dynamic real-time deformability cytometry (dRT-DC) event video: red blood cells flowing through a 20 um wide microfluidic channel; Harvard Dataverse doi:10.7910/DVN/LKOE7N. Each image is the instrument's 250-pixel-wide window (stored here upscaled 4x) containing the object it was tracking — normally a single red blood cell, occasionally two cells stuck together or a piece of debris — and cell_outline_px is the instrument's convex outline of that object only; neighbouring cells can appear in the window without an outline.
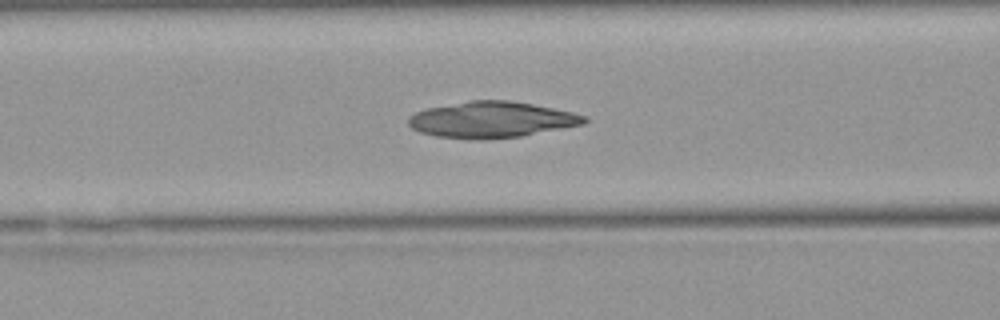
{"species": "Egyptian fruit bat (a non-hibernating species)", "species_latin": "Rousettus aegyptiacus", "temperature_condition": "warm", "stored_images_in_passage": 36, "camera_frame_rate_fps": 3000, "um_per_image_px": 0.085, "animal": {"sex": "female"}, "frame": {"image": 1, "passage_image": 6, "time_ms": 1.667, "image_size_px": [1000, 320], "cell_outline_px": [[588, 120], [584, 124], [520, 136], [484, 140], [468, 140], [436, 136], [420, 132], [412, 128], [408, 124], [408, 116], [416, 112], [428, 108], [468, 100], [508, 100], [532, 104], [572, 112], [588, 116]], "centroid_in_image_um": [41.76, 10.18], "position_along_channel_um": 124.8, "area_um2": 37.11}}
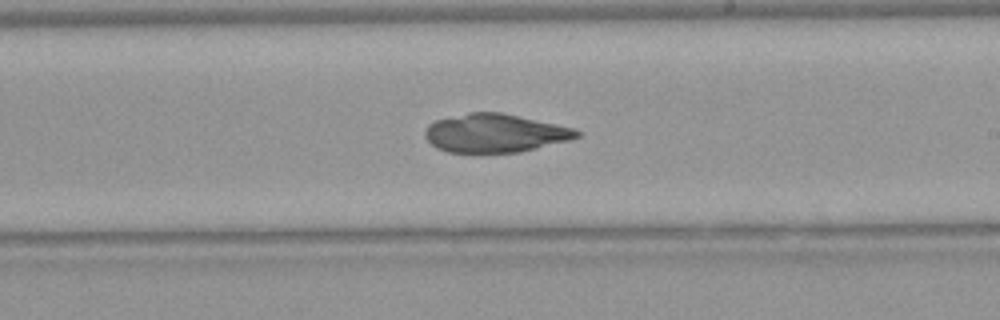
{"frame": {"image": 2, "passage_image": 15, "time_ms": 4.667, "image_size_px": [1000, 320], "cell_outline_px": [[580, 136], [568, 140], [520, 152], [480, 156], [448, 152], [436, 148], [428, 140], [424, 132], [428, 124], [436, 120], [468, 112], [500, 112], [576, 128], [580, 132]], "centroid_in_image_um": [42.04, 11.36], "position_along_channel_um": 247.0, "area_um2": 34.85}}
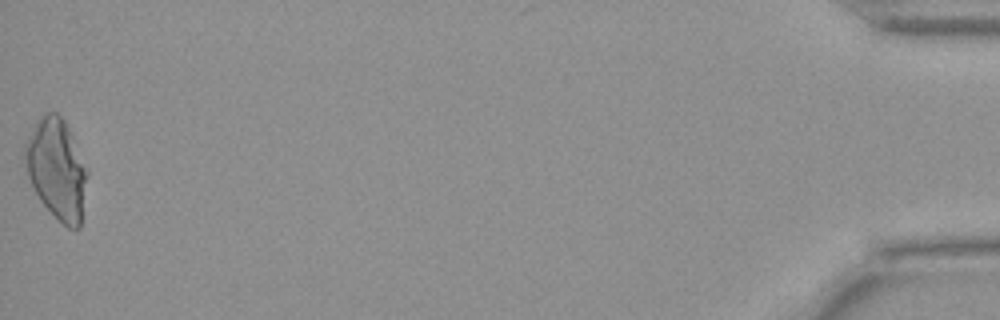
{"frame": {"image": 3, "passage_image": 36, "time_ms": 11.667, "image_size_px": [1000, 320], "cell_outline_px": [[88, 176], [80, 228], [76, 232], [68, 228], [40, 200], [28, 176], [24, 156], [24, 144], [36, 120], [44, 112], [56, 112], [64, 120], [72, 136], [88, 172]], "centroid_in_image_um": [4.82, 14.36], "position_along_channel_um": 430.4, "area_um2": 36.24}}